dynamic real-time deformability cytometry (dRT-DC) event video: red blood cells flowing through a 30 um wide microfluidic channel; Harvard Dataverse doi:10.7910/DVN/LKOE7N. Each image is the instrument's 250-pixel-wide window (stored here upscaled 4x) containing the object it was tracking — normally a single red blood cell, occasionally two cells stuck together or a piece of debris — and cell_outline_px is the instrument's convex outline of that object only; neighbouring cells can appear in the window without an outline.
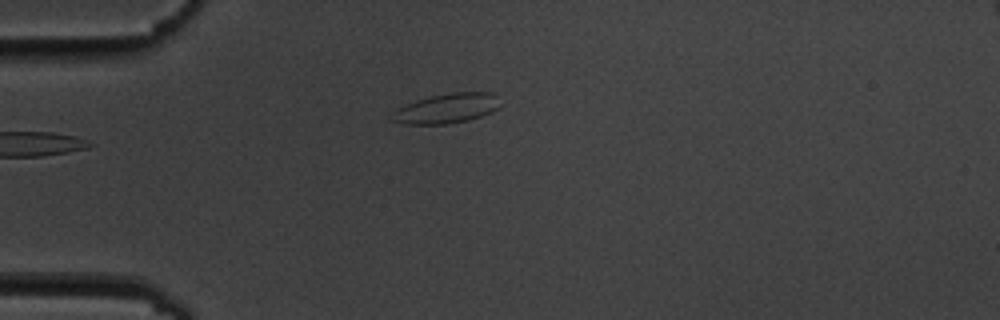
{"species": "common noctule bat (a hibernating species)", "species_latin": "Nyctalus noctula", "temperature_condition": "cold", "stored_images_in_passage": 2, "segment_of_instrument_passage": [2, 2], "camera_frame_rate_fps": 3000, "um_per_image_px": 0.085, "animal": {"sex": "male", "body_mass_g": 19.5, "forearm_length_mm": 54.6}, "frame": {"image": 1, "passage_image": 2, "time_ms": 1.0, "image_size_px": [1000, 320], "cell_outline_px": [[496, 108], [492, 112], [468, 120], [448, 124], [404, 124], [388, 120], [388, 116], [392, 112], [416, 100], [448, 92], [496, 92]], "centroid_in_image_um": [37.9, 9.22], "position_along_channel_um": 47.1, "area_um2": 18.67}}